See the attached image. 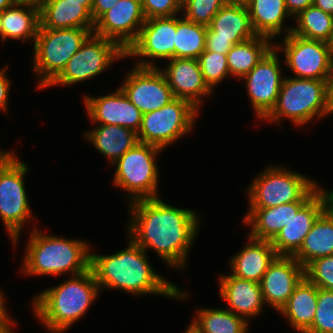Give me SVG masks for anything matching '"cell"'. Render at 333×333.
<instances>
[{
  "mask_svg": "<svg viewBox=\"0 0 333 333\" xmlns=\"http://www.w3.org/2000/svg\"><path fill=\"white\" fill-rule=\"evenodd\" d=\"M129 206V238L145 251L152 248L171 267L183 269L200 226L198 215L159 197L136 200Z\"/></svg>",
  "mask_w": 333,
  "mask_h": 333,
  "instance_id": "cell-1",
  "label": "cell"
},
{
  "mask_svg": "<svg viewBox=\"0 0 333 333\" xmlns=\"http://www.w3.org/2000/svg\"><path fill=\"white\" fill-rule=\"evenodd\" d=\"M146 251L131 239L126 249L111 255L91 252L90 268L101 288L119 289L133 295L160 294L169 298L186 299L172 282L159 275L148 262Z\"/></svg>",
  "mask_w": 333,
  "mask_h": 333,
  "instance_id": "cell-2",
  "label": "cell"
},
{
  "mask_svg": "<svg viewBox=\"0 0 333 333\" xmlns=\"http://www.w3.org/2000/svg\"><path fill=\"white\" fill-rule=\"evenodd\" d=\"M100 287L91 268L48 288L33 300L34 314L52 333H63L81 318L97 298Z\"/></svg>",
  "mask_w": 333,
  "mask_h": 333,
  "instance_id": "cell-3",
  "label": "cell"
},
{
  "mask_svg": "<svg viewBox=\"0 0 333 333\" xmlns=\"http://www.w3.org/2000/svg\"><path fill=\"white\" fill-rule=\"evenodd\" d=\"M21 271L27 275L81 274L90 269L89 244L31 230ZM24 270V271H23Z\"/></svg>",
  "mask_w": 333,
  "mask_h": 333,
  "instance_id": "cell-4",
  "label": "cell"
},
{
  "mask_svg": "<svg viewBox=\"0 0 333 333\" xmlns=\"http://www.w3.org/2000/svg\"><path fill=\"white\" fill-rule=\"evenodd\" d=\"M333 113L329 96V80L284 77L277 103L264 119L280 122L289 118L293 124L302 126L312 119L319 120Z\"/></svg>",
  "mask_w": 333,
  "mask_h": 333,
  "instance_id": "cell-5",
  "label": "cell"
},
{
  "mask_svg": "<svg viewBox=\"0 0 333 333\" xmlns=\"http://www.w3.org/2000/svg\"><path fill=\"white\" fill-rule=\"evenodd\" d=\"M94 28H39L34 42V72L41 78L38 89L47 87L65 68Z\"/></svg>",
  "mask_w": 333,
  "mask_h": 333,
  "instance_id": "cell-6",
  "label": "cell"
},
{
  "mask_svg": "<svg viewBox=\"0 0 333 333\" xmlns=\"http://www.w3.org/2000/svg\"><path fill=\"white\" fill-rule=\"evenodd\" d=\"M246 190L249 208H269L280 204L308 201L320 188L305 175L280 166H269Z\"/></svg>",
  "mask_w": 333,
  "mask_h": 333,
  "instance_id": "cell-7",
  "label": "cell"
},
{
  "mask_svg": "<svg viewBox=\"0 0 333 333\" xmlns=\"http://www.w3.org/2000/svg\"><path fill=\"white\" fill-rule=\"evenodd\" d=\"M26 172L28 167L13 151L0 150V218L15 246L24 223L32 218L23 179Z\"/></svg>",
  "mask_w": 333,
  "mask_h": 333,
  "instance_id": "cell-8",
  "label": "cell"
},
{
  "mask_svg": "<svg viewBox=\"0 0 333 333\" xmlns=\"http://www.w3.org/2000/svg\"><path fill=\"white\" fill-rule=\"evenodd\" d=\"M162 150L139 142L113 164L116 166L113 182L130 193V202L158 197L159 171L155 157Z\"/></svg>",
  "mask_w": 333,
  "mask_h": 333,
  "instance_id": "cell-9",
  "label": "cell"
},
{
  "mask_svg": "<svg viewBox=\"0 0 333 333\" xmlns=\"http://www.w3.org/2000/svg\"><path fill=\"white\" fill-rule=\"evenodd\" d=\"M198 114L199 109L190 101L175 98L158 110L142 114L138 141L164 149L189 133Z\"/></svg>",
  "mask_w": 333,
  "mask_h": 333,
  "instance_id": "cell-10",
  "label": "cell"
},
{
  "mask_svg": "<svg viewBox=\"0 0 333 333\" xmlns=\"http://www.w3.org/2000/svg\"><path fill=\"white\" fill-rule=\"evenodd\" d=\"M125 57L126 52L117 43L92 33L47 87L83 82L104 72L115 59Z\"/></svg>",
  "mask_w": 333,
  "mask_h": 333,
  "instance_id": "cell-11",
  "label": "cell"
},
{
  "mask_svg": "<svg viewBox=\"0 0 333 333\" xmlns=\"http://www.w3.org/2000/svg\"><path fill=\"white\" fill-rule=\"evenodd\" d=\"M285 63L296 78L330 80L333 55L327 42L306 39L292 32L284 36Z\"/></svg>",
  "mask_w": 333,
  "mask_h": 333,
  "instance_id": "cell-12",
  "label": "cell"
},
{
  "mask_svg": "<svg viewBox=\"0 0 333 333\" xmlns=\"http://www.w3.org/2000/svg\"><path fill=\"white\" fill-rule=\"evenodd\" d=\"M119 87L142 114L158 110L175 99L159 67H133Z\"/></svg>",
  "mask_w": 333,
  "mask_h": 333,
  "instance_id": "cell-13",
  "label": "cell"
},
{
  "mask_svg": "<svg viewBox=\"0 0 333 333\" xmlns=\"http://www.w3.org/2000/svg\"><path fill=\"white\" fill-rule=\"evenodd\" d=\"M276 50V51H275ZM280 60L277 49L273 47L243 79L256 117L265 119L274 109L280 88Z\"/></svg>",
  "mask_w": 333,
  "mask_h": 333,
  "instance_id": "cell-14",
  "label": "cell"
},
{
  "mask_svg": "<svg viewBox=\"0 0 333 333\" xmlns=\"http://www.w3.org/2000/svg\"><path fill=\"white\" fill-rule=\"evenodd\" d=\"M145 21L141 0H120L95 22L93 34L114 41L126 52Z\"/></svg>",
  "mask_w": 333,
  "mask_h": 333,
  "instance_id": "cell-15",
  "label": "cell"
},
{
  "mask_svg": "<svg viewBox=\"0 0 333 333\" xmlns=\"http://www.w3.org/2000/svg\"><path fill=\"white\" fill-rule=\"evenodd\" d=\"M176 16L146 19L135 42L126 50V57H150L136 66L157 67L155 59L174 58Z\"/></svg>",
  "mask_w": 333,
  "mask_h": 333,
  "instance_id": "cell-16",
  "label": "cell"
},
{
  "mask_svg": "<svg viewBox=\"0 0 333 333\" xmlns=\"http://www.w3.org/2000/svg\"><path fill=\"white\" fill-rule=\"evenodd\" d=\"M332 203L331 192L320 188L271 241L278 256H293L320 214Z\"/></svg>",
  "mask_w": 333,
  "mask_h": 333,
  "instance_id": "cell-17",
  "label": "cell"
},
{
  "mask_svg": "<svg viewBox=\"0 0 333 333\" xmlns=\"http://www.w3.org/2000/svg\"><path fill=\"white\" fill-rule=\"evenodd\" d=\"M304 277L305 268L293 256H277L260 282L264 303L280 311Z\"/></svg>",
  "mask_w": 333,
  "mask_h": 333,
  "instance_id": "cell-18",
  "label": "cell"
},
{
  "mask_svg": "<svg viewBox=\"0 0 333 333\" xmlns=\"http://www.w3.org/2000/svg\"><path fill=\"white\" fill-rule=\"evenodd\" d=\"M84 98L86 111L92 122L99 125H118L136 133L140 130L142 113L120 88L109 95Z\"/></svg>",
  "mask_w": 333,
  "mask_h": 333,
  "instance_id": "cell-19",
  "label": "cell"
},
{
  "mask_svg": "<svg viewBox=\"0 0 333 333\" xmlns=\"http://www.w3.org/2000/svg\"><path fill=\"white\" fill-rule=\"evenodd\" d=\"M162 70L175 98L186 99L199 109L201 97L212 94L203 79L197 59L172 58Z\"/></svg>",
  "mask_w": 333,
  "mask_h": 333,
  "instance_id": "cell-20",
  "label": "cell"
},
{
  "mask_svg": "<svg viewBox=\"0 0 333 333\" xmlns=\"http://www.w3.org/2000/svg\"><path fill=\"white\" fill-rule=\"evenodd\" d=\"M219 295L228 304V310L246 319L256 317L263 310L264 300L260 283L244 280L231 274L221 276Z\"/></svg>",
  "mask_w": 333,
  "mask_h": 333,
  "instance_id": "cell-21",
  "label": "cell"
},
{
  "mask_svg": "<svg viewBox=\"0 0 333 333\" xmlns=\"http://www.w3.org/2000/svg\"><path fill=\"white\" fill-rule=\"evenodd\" d=\"M248 237V244L229 260L231 275L260 283L269 265L278 255L271 241Z\"/></svg>",
  "mask_w": 333,
  "mask_h": 333,
  "instance_id": "cell-22",
  "label": "cell"
},
{
  "mask_svg": "<svg viewBox=\"0 0 333 333\" xmlns=\"http://www.w3.org/2000/svg\"><path fill=\"white\" fill-rule=\"evenodd\" d=\"M93 2L47 0L40 8V27L46 29L94 28Z\"/></svg>",
  "mask_w": 333,
  "mask_h": 333,
  "instance_id": "cell-23",
  "label": "cell"
},
{
  "mask_svg": "<svg viewBox=\"0 0 333 333\" xmlns=\"http://www.w3.org/2000/svg\"><path fill=\"white\" fill-rule=\"evenodd\" d=\"M306 202L295 201L269 208H249L248 214L243 218L246 224L251 225L248 236L272 241Z\"/></svg>",
  "mask_w": 333,
  "mask_h": 333,
  "instance_id": "cell-24",
  "label": "cell"
},
{
  "mask_svg": "<svg viewBox=\"0 0 333 333\" xmlns=\"http://www.w3.org/2000/svg\"><path fill=\"white\" fill-rule=\"evenodd\" d=\"M215 38L231 39L234 44L257 36L252 28L247 6L225 3L207 27Z\"/></svg>",
  "mask_w": 333,
  "mask_h": 333,
  "instance_id": "cell-25",
  "label": "cell"
},
{
  "mask_svg": "<svg viewBox=\"0 0 333 333\" xmlns=\"http://www.w3.org/2000/svg\"><path fill=\"white\" fill-rule=\"evenodd\" d=\"M333 255V203L313 223L293 257L305 268L314 259Z\"/></svg>",
  "mask_w": 333,
  "mask_h": 333,
  "instance_id": "cell-26",
  "label": "cell"
},
{
  "mask_svg": "<svg viewBox=\"0 0 333 333\" xmlns=\"http://www.w3.org/2000/svg\"><path fill=\"white\" fill-rule=\"evenodd\" d=\"M317 300L318 287L304 277L279 313L297 332L305 333L314 320Z\"/></svg>",
  "mask_w": 333,
  "mask_h": 333,
  "instance_id": "cell-27",
  "label": "cell"
},
{
  "mask_svg": "<svg viewBox=\"0 0 333 333\" xmlns=\"http://www.w3.org/2000/svg\"><path fill=\"white\" fill-rule=\"evenodd\" d=\"M86 133L83 134L86 140L105 155L112 165L139 143L136 132L118 125H97Z\"/></svg>",
  "mask_w": 333,
  "mask_h": 333,
  "instance_id": "cell-28",
  "label": "cell"
},
{
  "mask_svg": "<svg viewBox=\"0 0 333 333\" xmlns=\"http://www.w3.org/2000/svg\"><path fill=\"white\" fill-rule=\"evenodd\" d=\"M252 28L257 35L273 40L282 33L284 20L290 16L285 0H250L246 5Z\"/></svg>",
  "mask_w": 333,
  "mask_h": 333,
  "instance_id": "cell-29",
  "label": "cell"
},
{
  "mask_svg": "<svg viewBox=\"0 0 333 333\" xmlns=\"http://www.w3.org/2000/svg\"><path fill=\"white\" fill-rule=\"evenodd\" d=\"M39 27L40 9L34 6L13 4L2 11L3 41L12 38L35 42Z\"/></svg>",
  "mask_w": 333,
  "mask_h": 333,
  "instance_id": "cell-30",
  "label": "cell"
},
{
  "mask_svg": "<svg viewBox=\"0 0 333 333\" xmlns=\"http://www.w3.org/2000/svg\"><path fill=\"white\" fill-rule=\"evenodd\" d=\"M272 42L268 37L257 35L235 44L226 54L230 76L243 78L274 47Z\"/></svg>",
  "mask_w": 333,
  "mask_h": 333,
  "instance_id": "cell-31",
  "label": "cell"
},
{
  "mask_svg": "<svg viewBox=\"0 0 333 333\" xmlns=\"http://www.w3.org/2000/svg\"><path fill=\"white\" fill-rule=\"evenodd\" d=\"M249 322L228 309H200L191 322L195 333H247Z\"/></svg>",
  "mask_w": 333,
  "mask_h": 333,
  "instance_id": "cell-32",
  "label": "cell"
},
{
  "mask_svg": "<svg viewBox=\"0 0 333 333\" xmlns=\"http://www.w3.org/2000/svg\"><path fill=\"white\" fill-rule=\"evenodd\" d=\"M296 27L286 29L289 33L312 40L328 42L333 30V16L311 5L301 11L295 18Z\"/></svg>",
  "mask_w": 333,
  "mask_h": 333,
  "instance_id": "cell-33",
  "label": "cell"
},
{
  "mask_svg": "<svg viewBox=\"0 0 333 333\" xmlns=\"http://www.w3.org/2000/svg\"><path fill=\"white\" fill-rule=\"evenodd\" d=\"M207 27L176 17L174 58L198 59L205 51Z\"/></svg>",
  "mask_w": 333,
  "mask_h": 333,
  "instance_id": "cell-34",
  "label": "cell"
},
{
  "mask_svg": "<svg viewBox=\"0 0 333 333\" xmlns=\"http://www.w3.org/2000/svg\"><path fill=\"white\" fill-rule=\"evenodd\" d=\"M197 60L203 79L211 90L228 75L230 76L227 55L205 50Z\"/></svg>",
  "mask_w": 333,
  "mask_h": 333,
  "instance_id": "cell-35",
  "label": "cell"
},
{
  "mask_svg": "<svg viewBox=\"0 0 333 333\" xmlns=\"http://www.w3.org/2000/svg\"><path fill=\"white\" fill-rule=\"evenodd\" d=\"M225 0H186L182 3L183 16L189 21L208 27Z\"/></svg>",
  "mask_w": 333,
  "mask_h": 333,
  "instance_id": "cell-36",
  "label": "cell"
},
{
  "mask_svg": "<svg viewBox=\"0 0 333 333\" xmlns=\"http://www.w3.org/2000/svg\"><path fill=\"white\" fill-rule=\"evenodd\" d=\"M305 333H333V291L318 288L315 317Z\"/></svg>",
  "mask_w": 333,
  "mask_h": 333,
  "instance_id": "cell-37",
  "label": "cell"
},
{
  "mask_svg": "<svg viewBox=\"0 0 333 333\" xmlns=\"http://www.w3.org/2000/svg\"><path fill=\"white\" fill-rule=\"evenodd\" d=\"M305 277L318 288L333 291V255L310 262L305 267Z\"/></svg>",
  "mask_w": 333,
  "mask_h": 333,
  "instance_id": "cell-38",
  "label": "cell"
},
{
  "mask_svg": "<svg viewBox=\"0 0 333 333\" xmlns=\"http://www.w3.org/2000/svg\"><path fill=\"white\" fill-rule=\"evenodd\" d=\"M141 3L146 19L172 17L182 10L180 0H141Z\"/></svg>",
  "mask_w": 333,
  "mask_h": 333,
  "instance_id": "cell-39",
  "label": "cell"
},
{
  "mask_svg": "<svg viewBox=\"0 0 333 333\" xmlns=\"http://www.w3.org/2000/svg\"><path fill=\"white\" fill-rule=\"evenodd\" d=\"M234 45L231 39L215 38V33L207 28L205 50L226 55Z\"/></svg>",
  "mask_w": 333,
  "mask_h": 333,
  "instance_id": "cell-40",
  "label": "cell"
},
{
  "mask_svg": "<svg viewBox=\"0 0 333 333\" xmlns=\"http://www.w3.org/2000/svg\"><path fill=\"white\" fill-rule=\"evenodd\" d=\"M6 68L0 70V110L7 111L10 90V79L6 76Z\"/></svg>",
  "mask_w": 333,
  "mask_h": 333,
  "instance_id": "cell-41",
  "label": "cell"
},
{
  "mask_svg": "<svg viewBox=\"0 0 333 333\" xmlns=\"http://www.w3.org/2000/svg\"><path fill=\"white\" fill-rule=\"evenodd\" d=\"M120 0H93L91 16L96 22L106 11L112 8Z\"/></svg>",
  "mask_w": 333,
  "mask_h": 333,
  "instance_id": "cell-42",
  "label": "cell"
},
{
  "mask_svg": "<svg viewBox=\"0 0 333 333\" xmlns=\"http://www.w3.org/2000/svg\"><path fill=\"white\" fill-rule=\"evenodd\" d=\"M288 13L296 17L301 11L313 5V0H285Z\"/></svg>",
  "mask_w": 333,
  "mask_h": 333,
  "instance_id": "cell-43",
  "label": "cell"
},
{
  "mask_svg": "<svg viewBox=\"0 0 333 333\" xmlns=\"http://www.w3.org/2000/svg\"><path fill=\"white\" fill-rule=\"evenodd\" d=\"M313 5L333 16V0H313Z\"/></svg>",
  "mask_w": 333,
  "mask_h": 333,
  "instance_id": "cell-44",
  "label": "cell"
},
{
  "mask_svg": "<svg viewBox=\"0 0 333 333\" xmlns=\"http://www.w3.org/2000/svg\"><path fill=\"white\" fill-rule=\"evenodd\" d=\"M4 294L0 290V325L5 323L10 317L8 316L7 310L4 305Z\"/></svg>",
  "mask_w": 333,
  "mask_h": 333,
  "instance_id": "cell-45",
  "label": "cell"
},
{
  "mask_svg": "<svg viewBox=\"0 0 333 333\" xmlns=\"http://www.w3.org/2000/svg\"><path fill=\"white\" fill-rule=\"evenodd\" d=\"M14 4L30 5L40 9L47 0H13Z\"/></svg>",
  "mask_w": 333,
  "mask_h": 333,
  "instance_id": "cell-46",
  "label": "cell"
},
{
  "mask_svg": "<svg viewBox=\"0 0 333 333\" xmlns=\"http://www.w3.org/2000/svg\"><path fill=\"white\" fill-rule=\"evenodd\" d=\"M14 324L15 321L9 318L5 323L0 325V333H13L11 328Z\"/></svg>",
  "mask_w": 333,
  "mask_h": 333,
  "instance_id": "cell-47",
  "label": "cell"
},
{
  "mask_svg": "<svg viewBox=\"0 0 333 333\" xmlns=\"http://www.w3.org/2000/svg\"><path fill=\"white\" fill-rule=\"evenodd\" d=\"M329 96L333 106V61H332V68H331V76L329 80Z\"/></svg>",
  "mask_w": 333,
  "mask_h": 333,
  "instance_id": "cell-48",
  "label": "cell"
},
{
  "mask_svg": "<svg viewBox=\"0 0 333 333\" xmlns=\"http://www.w3.org/2000/svg\"><path fill=\"white\" fill-rule=\"evenodd\" d=\"M13 4V0H0V11L2 12L6 8L11 7Z\"/></svg>",
  "mask_w": 333,
  "mask_h": 333,
  "instance_id": "cell-49",
  "label": "cell"
},
{
  "mask_svg": "<svg viewBox=\"0 0 333 333\" xmlns=\"http://www.w3.org/2000/svg\"><path fill=\"white\" fill-rule=\"evenodd\" d=\"M226 3H232V4H239V5H247L250 0H225Z\"/></svg>",
  "mask_w": 333,
  "mask_h": 333,
  "instance_id": "cell-50",
  "label": "cell"
},
{
  "mask_svg": "<svg viewBox=\"0 0 333 333\" xmlns=\"http://www.w3.org/2000/svg\"><path fill=\"white\" fill-rule=\"evenodd\" d=\"M328 46H329V48H330V50H331V53H332V55H333V30H332V33H331V36H330V39L328 40Z\"/></svg>",
  "mask_w": 333,
  "mask_h": 333,
  "instance_id": "cell-51",
  "label": "cell"
},
{
  "mask_svg": "<svg viewBox=\"0 0 333 333\" xmlns=\"http://www.w3.org/2000/svg\"><path fill=\"white\" fill-rule=\"evenodd\" d=\"M0 37L3 41V28H2V12L0 11Z\"/></svg>",
  "mask_w": 333,
  "mask_h": 333,
  "instance_id": "cell-52",
  "label": "cell"
},
{
  "mask_svg": "<svg viewBox=\"0 0 333 333\" xmlns=\"http://www.w3.org/2000/svg\"><path fill=\"white\" fill-rule=\"evenodd\" d=\"M68 2H93V0H66Z\"/></svg>",
  "mask_w": 333,
  "mask_h": 333,
  "instance_id": "cell-53",
  "label": "cell"
},
{
  "mask_svg": "<svg viewBox=\"0 0 333 333\" xmlns=\"http://www.w3.org/2000/svg\"><path fill=\"white\" fill-rule=\"evenodd\" d=\"M184 333H195V332L190 327H188Z\"/></svg>",
  "mask_w": 333,
  "mask_h": 333,
  "instance_id": "cell-54",
  "label": "cell"
},
{
  "mask_svg": "<svg viewBox=\"0 0 333 333\" xmlns=\"http://www.w3.org/2000/svg\"><path fill=\"white\" fill-rule=\"evenodd\" d=\"M330 192H331V196H332V203H333V190H331Z\"/></svg>",
  "mask_w": 333,
  "mask_h": 333,
  "instance_id": "cell-55",
  "label": "cell"
}]
</instances>
